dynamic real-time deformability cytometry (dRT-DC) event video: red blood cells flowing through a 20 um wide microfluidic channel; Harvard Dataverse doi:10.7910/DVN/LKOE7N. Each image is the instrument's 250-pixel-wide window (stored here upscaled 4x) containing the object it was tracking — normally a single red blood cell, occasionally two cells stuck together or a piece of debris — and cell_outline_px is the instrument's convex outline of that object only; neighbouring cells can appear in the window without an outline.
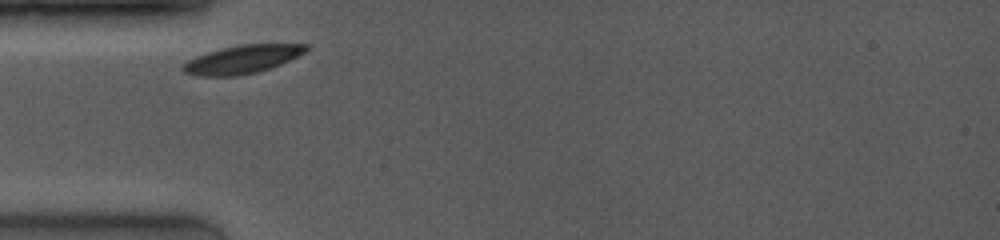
{"species": "common noctule bat (a hibernating species)", "species_latin": "Nyctalus noctula", "temperature_condition": "room temperature", "stored_images_in_passage": 3, "camera_frame_rate_fps": 4000, "um_per_image_px": 0.085, "animal": {"sex": "female", "body_mass_g": 19.0, "forearm_length_mm": 53.3}, "frame": {"image": 1, "passage_image": 1, "time_ms": 0.0, "image_size_px": [1000, 240], "cell_outline_px": [[308, 48], [304, 52], [280, 64], [256, 72], [236, 76], [196, 76], [184, 72], [180, 68], [188, 60], [196, 56], [220, 48], [240, 44], [308, 44]], "centroid_in_image_um": [20.54, 5.04], "position_along_channel_um": 64.5, "area_um2": 20.06}}